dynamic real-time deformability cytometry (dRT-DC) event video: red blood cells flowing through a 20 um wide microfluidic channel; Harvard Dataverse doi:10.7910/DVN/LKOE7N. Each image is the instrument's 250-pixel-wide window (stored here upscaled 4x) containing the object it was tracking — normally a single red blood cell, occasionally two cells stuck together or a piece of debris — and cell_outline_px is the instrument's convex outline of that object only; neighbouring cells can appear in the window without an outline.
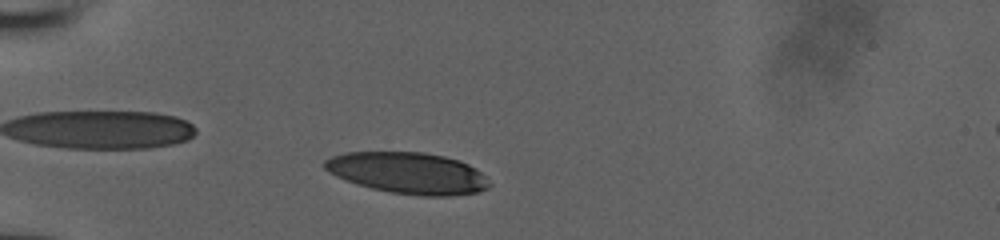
{"species": "human", "species_latin": "Homo sapiens", "temperature_condition": "room temperature", "stored_images_in_passage": 37, "camera_frame_rate_fps": 3000, "um_per_image_px": 0.085, "donor": {"sex": "male"}, "frame": {"image": 1, "passage_image": 6, "time_ms": 1.667, "image_size_px": [1000, 240], "cell_outline_px": [[492, 184], [488, 188], [476, 192], [448, 196], [420, 196], [392, 192], [372, 188], [356, 184], [336, 176], [328, 172], [324, 168], [324, 160], [332, 156], [348, 152], [424, 152], [444, 156], [460, 160], [476, 168]], "centroid_in_image_um": [34.68, 14.7], "position_along_channel_um": 50.3, "area_um2": 39.71}}
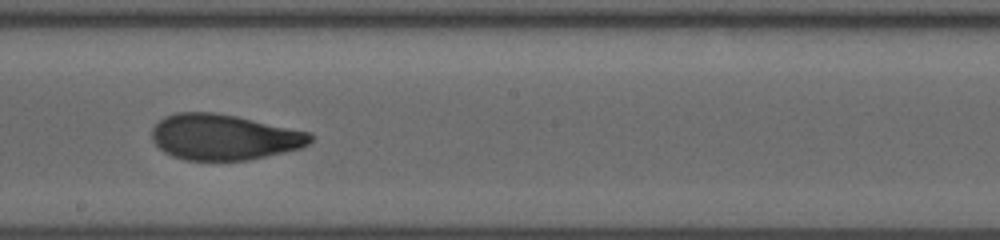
{"frame": {"image": 2, "passage_image": 21, "time_ms": 6.667, "image_size_px": [1000, 240], "cell_outline_px": [[312, 140], [308, 144], [300, 148], [284, 152], [248, 160], [184, 160], [172, 156], [164, 152], [152, 140], [152, 128], [164, 116], [176, 112], [216, 112], [236, 116], [312, 132]], "centroid_in_image_um": [19.03, 11.65], "position_along_channel_um": 229.2, "area_um2": 42.31}}
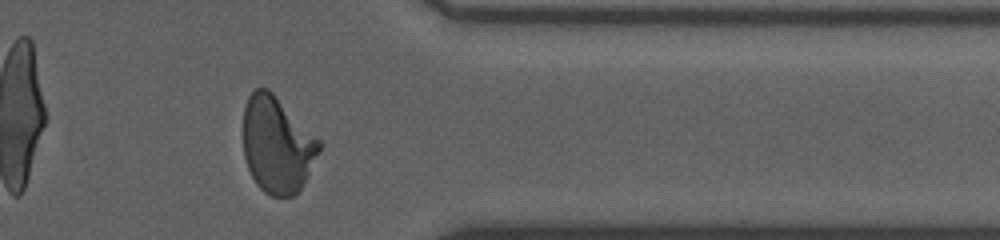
{"frame": {"image": 3, "passage_image": 33, "time_ms": 10.667, "image_size_px": [1000, 240], "cell_outline_px": [[324, 144], [300, 188], [292, 196], [272, 196], [264, 192], [256, 184], [248, 168], [244, 156], [244, 108], [248, 96], [256, 88], [268, 88]], "centroid_in_image_um": [23.55, 12.3], "position_along_channel_um": 387.9, "area_um2": 42.31}}